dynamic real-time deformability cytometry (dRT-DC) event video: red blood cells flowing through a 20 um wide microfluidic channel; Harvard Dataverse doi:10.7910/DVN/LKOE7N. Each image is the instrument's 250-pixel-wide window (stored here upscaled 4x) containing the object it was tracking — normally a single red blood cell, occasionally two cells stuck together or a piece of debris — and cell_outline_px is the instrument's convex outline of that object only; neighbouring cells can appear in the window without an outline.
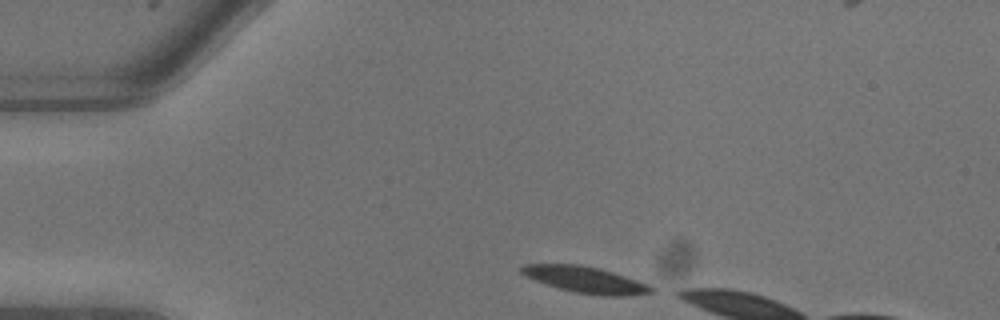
{"species": "common noctule bat (a hibernating species)", "species_latin": "Nyctalus noctula", "temperature_condition": "warm", "stored_images_in_passage": 3, "camera_frame_rate_fps": 3000, "um_per_image_px": 0.085, "animal": {"sex": "male", "body_mass_g": 13.3}, "frame": {"image": 1, "passage_image": 1, "time_ms": 0.0, "image_size_px": [1000, 320], "cell_outline_px": [[656, 292], [632, 296], [604, 296], [576, 292], [560, 288], [536, 280], [520, 272], [520, 268], [524, 264], [580, 264], [600, 268], [648, 284], [656, 288]], "centroid_in_image_um": [49.85, 23.78], "position_along_channel_um": 35.2, "area_um2": 19.83}}